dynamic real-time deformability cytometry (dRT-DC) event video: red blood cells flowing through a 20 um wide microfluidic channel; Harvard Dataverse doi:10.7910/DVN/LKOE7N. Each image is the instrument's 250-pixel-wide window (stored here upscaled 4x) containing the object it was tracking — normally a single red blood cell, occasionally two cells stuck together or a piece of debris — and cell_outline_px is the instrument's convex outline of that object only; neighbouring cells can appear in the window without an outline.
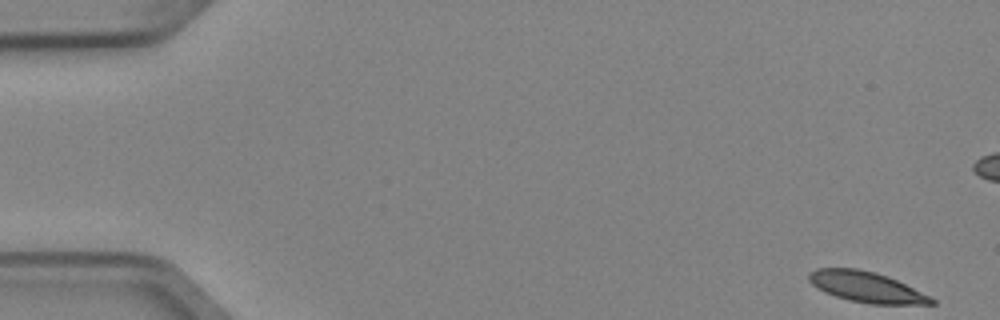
{"species": "Egyptian fruit bat (a non-hibernating species)", "species_latin": "Rousettus aegyptiacus", "temperature_condition": "cold", "stored_images_in_passage": 4, "camera_frame_rate_fps": 3000, "um_per_image_px": 0.085, "animal": {"sex": "female"}, "frame": {"image": 1, "passage_image": 1, "time_ms": 0.0, "image_size_px": [1000, 320], "cell_outline_px": [[936, 304], [872, 304], [852, 300], [836, 296], [824, 292], [816, 288], [808, 280], [808, 272], [816, 268], [856, 268], [876, 272], [888, 276], [932, 296], [936, 300]], "centroid_in_image_um": [73.66, 24.38], "position_along_channel_um": 11.3, "area_um2": 21.96}}
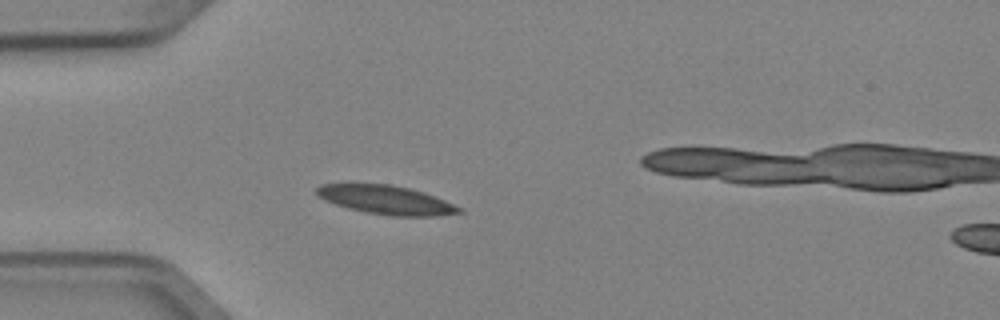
{"frame": {"image": 2, "passage_image": 4, "time_ms": 1.0, "image_size_px": [1000, 320], "cell_outline_px": [[464, 212], [436, 216], [392, 216], [368, 212], [348, 208], [324, 200], [316, 196], [316, 188], [320, 184], [344, 180], [348, 180], [388, 184], [408, 188], [424, 192], [464, 208]], "centroid_in_image_um": [32.71, 16.93], "position_along_channel_um": 52.3, "area_um2": 24.85}}